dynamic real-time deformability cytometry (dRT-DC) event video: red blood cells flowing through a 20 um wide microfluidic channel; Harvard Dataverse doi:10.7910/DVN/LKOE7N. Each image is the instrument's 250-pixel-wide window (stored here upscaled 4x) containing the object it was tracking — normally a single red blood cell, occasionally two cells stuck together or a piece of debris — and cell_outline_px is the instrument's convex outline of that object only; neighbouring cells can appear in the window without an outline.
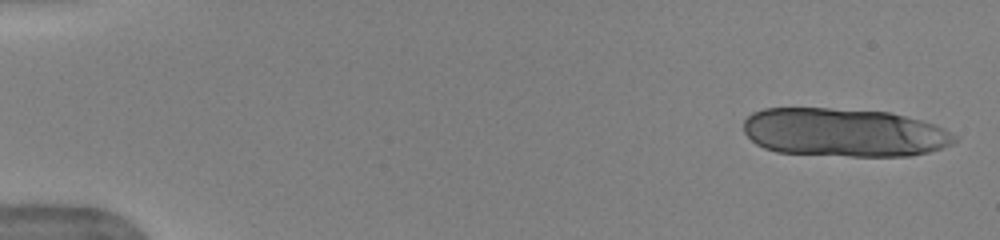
{"species": "human", "species_latin": "Homo sapiens", "temperature_condition": "warm", "stored_images_in_passage": 10, "camera_frame_rate_fps": 3000, "um_per_image_px": 0.085, "donor": {"sex": "female"}, "frame": {"image": 1, "passage_image": 1, "time_ms": 0.0, "image_size_px": [1000, 240], "cell_outline_px": [[960, 136], [952, 144], [944, 148], [912, 156], [852, 156], [776, 152], [764, 148], [756, 144], [744, 132], [744, 120], [752, 112], [764, 108], [828, 108], [888, 112], [936, 124]], "centroid_in_image_um": [71.77, 11.26], "position_along_channel_um": 13.2, "area_um2": 59.94}}
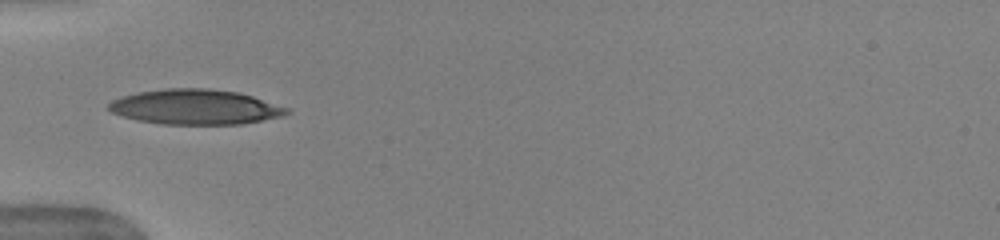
{"frame": {"image": 2, "passage_image": 9, "time_ms": 2.667, "image_size_px": [1000, 240], "cell_outline_px": [[292, 112], [284, 116], [244, 124], [160, 124], [136, 120], [112, 112], [108, 108], [108, 104], [112, 100], [120, 96], [136, 92], [164, 88], [208, 88], [240, 92], [288, 108]], "centroid_in_image_um": [16.61, 9.09], "position_along_channel_um": 68.4, "area_um2": 36.65}}